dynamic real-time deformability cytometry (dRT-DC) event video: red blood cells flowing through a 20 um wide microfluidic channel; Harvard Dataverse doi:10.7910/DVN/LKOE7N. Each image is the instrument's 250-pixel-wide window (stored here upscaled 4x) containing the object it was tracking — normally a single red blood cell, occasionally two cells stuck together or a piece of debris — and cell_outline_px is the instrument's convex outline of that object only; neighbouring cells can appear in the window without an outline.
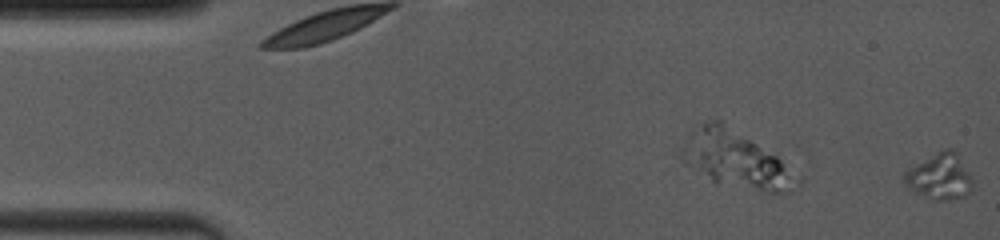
{"species": "common noctule bat (a hibernating species)", "species_latin": "Nyctalus noctula", "temperature_condition": "room temperature", "stored_images_in_passage": 3, "camera_frame_rate_fps": 4000, "um_per_image_px": 0.085, "animal": {"sex": "female", "body_mass_g": 19.0, "forearm_length_mm": 53.3}, "frame": {"image": 1, "passage_image": 3, "time_ms": 2.5, "image_size_px": [1000, 240], "cell_outline_px": [[972, 188], [964, 196], [948, 200], [932, 200], [908, 188], [904, 184], [904, 172], [916, 164], [936, 152], [944, 148], [952, 148], [956, 152], [968, 172], [972, 180]], "centroid_in_image_um": [79.86, 15.01], "position_along_channel_um": 5.1, "area_um2": 18.03}}